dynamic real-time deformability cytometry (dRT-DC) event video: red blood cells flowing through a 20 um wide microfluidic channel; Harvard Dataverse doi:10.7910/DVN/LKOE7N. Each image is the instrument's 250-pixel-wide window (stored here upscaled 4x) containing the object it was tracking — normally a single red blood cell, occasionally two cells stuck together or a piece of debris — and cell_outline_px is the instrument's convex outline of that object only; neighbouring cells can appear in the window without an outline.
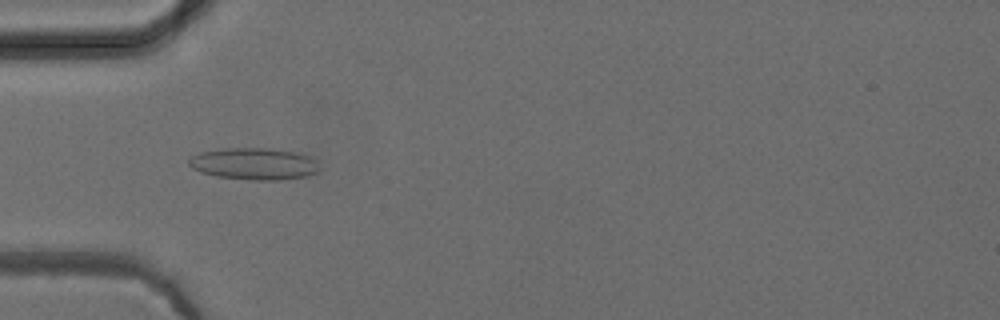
{"species": "common noctule bat (a hibernating species)", "species_latin": "Nyctalus noctula", "temperature_condition": "cold", "stored_images_in_passage": 38, "camera_frame_rate_fps": 3000, "um_per_image_px": 0.085, "animal": {"sex": "female", "body_mass_g": 24.6, "forearm_length_mm": 56.2}, "frame": {"image": 1, "passage_image": 3, "time_ms": 0.667, "image_size_px": [1000, 320], "cell_outline_px": [[320, 172], [308, 176], [280, 180], [252, 180], [216, 176], [200, 172], [192, 168], [188, 164], [188, 160], [192, 156], [200, 152], [224, 148], [268, 148], [296, 152], [308, 156], [316, 160], [320, 168]], "centroid_in_image_um": [21.62, 13.93], "position_along_channel_um": 63.4, "area_um2": 24.45}}
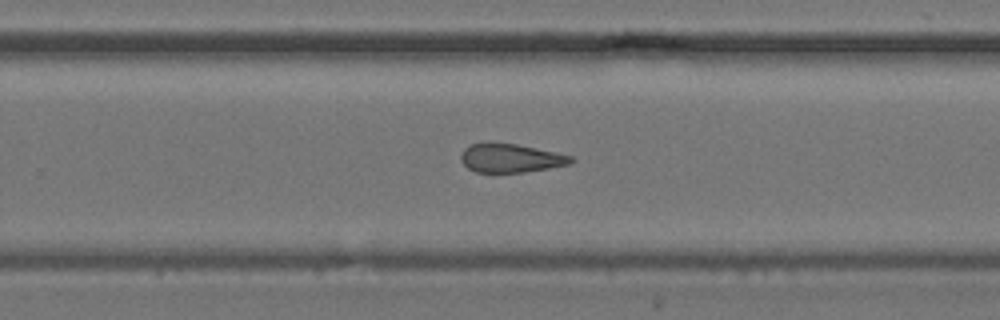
{"frame": {"image": 2, "passage_image": 20, "time_ms": 6.333, "image_size_px": [1000, 320], "cell_outline_px": [[576, 160], [568, 164], [548, 168], [524, 172], [476, 172], [468, 168], [460, 160], [460, 156], [464, 148], [472, 144], [516, 144], [536, 148], [572, 156]], "centroid_in_image_um": [43.41, 13.46], "position_along_channel_um": 286.4, "area_um2": 17.98}}
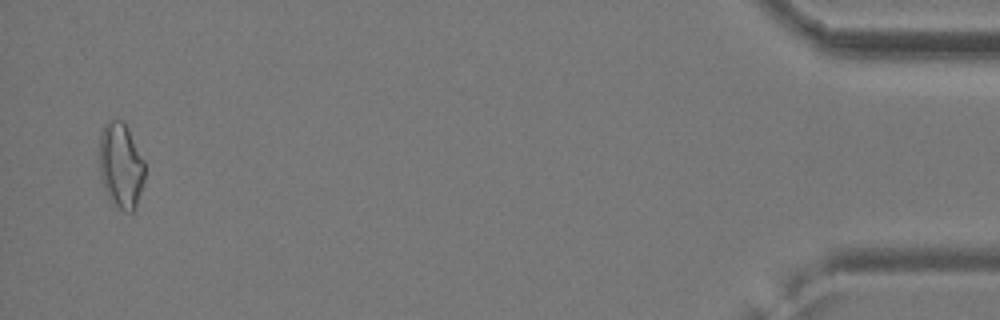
{"frame": {"image": 3, "passage_image": 37, "time_ms": 12.0, "image_size_px": [1000, 320], "cell_outline_px": [[144, 180], [136, 208], [132, 212], [124, 212], [108, 196], [100, 180], [100, 132], [104, 124], [108, 120], [124, 120], [144, 160]], "centroid_in_image_um": [10.27, 14.05], "position_along_channel_um": 424.9, "area_um2": 22.66}, "authors_computed_cell_mechanics": {"area_um2": 19.5653, "velocity_mm_per_s": 3.9596, "shape_relaxation_time_tau1_ms": null, "shape_relaxation_time_tau2_ms": 3.9212, "deformation_change_tau1": null, "deformation_change_tau2": 0.124}}